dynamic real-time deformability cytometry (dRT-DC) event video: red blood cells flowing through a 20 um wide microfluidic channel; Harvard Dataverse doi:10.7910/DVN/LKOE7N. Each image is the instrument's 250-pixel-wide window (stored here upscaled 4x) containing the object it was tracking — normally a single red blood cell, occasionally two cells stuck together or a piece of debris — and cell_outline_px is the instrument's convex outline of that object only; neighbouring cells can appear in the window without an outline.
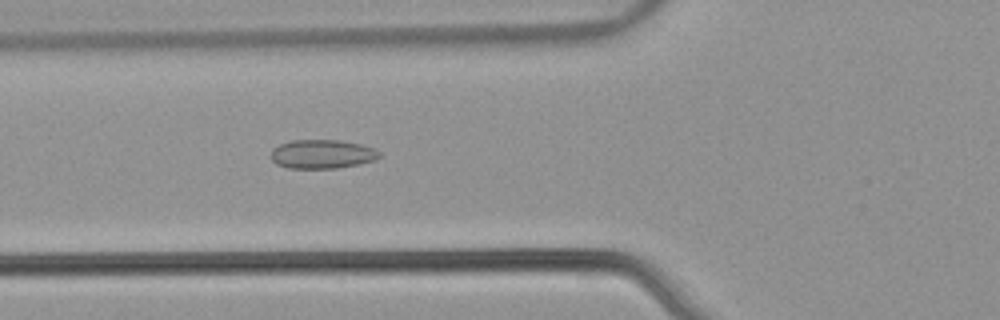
{"species": "common noctule bat (a hibernating species)", "species_latin": "Nyctalus noctula", "temperature_condition": "warm", "stored_images_in_passage": 53, "camera_frame_rate_fps": 3000, "um_per_image_px": 0.085, "animal": {"sex": "male", "body_mass_g": 21.5, "forearm_length_mm": 52.0}, "frame": {"image": 1, "passage_image": 20, "time_ms": 6.333, "image_size_px": [1000, 320], "cell_outline_px": [[380, 156], [376, 160], [336, 168], [288, 168], [276, 164], [272, 160], [272, 148], [280, 144], [292, 140], [340, 140], [360, 144], [372, 148], [380, 152]], "centroid_in_image_um": [27.36, 13.09], "position_along_channel_um": 98.4, "area_um2": 18.15}}
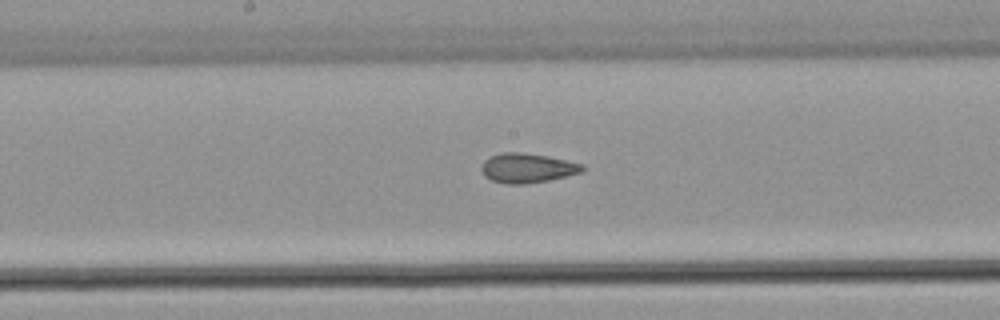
{"frame": {"image": 2, "passage_image": 28, "time_ms": 9.0, "image_size_px": [1000, 320], "cell_outline_px": [[584, 168], [580, 172], [548, 180], [524, 184], [504, 184], [492, 180], [484, 176], [480, 168], [484, 160], [492, 156], [504, 152], [520, 152], [548, 156], [584, 164]], "centroid_in_image_um": [44.78, 14.28], "position_along_channel_um": 203.4, "area_um2": 17.22}}
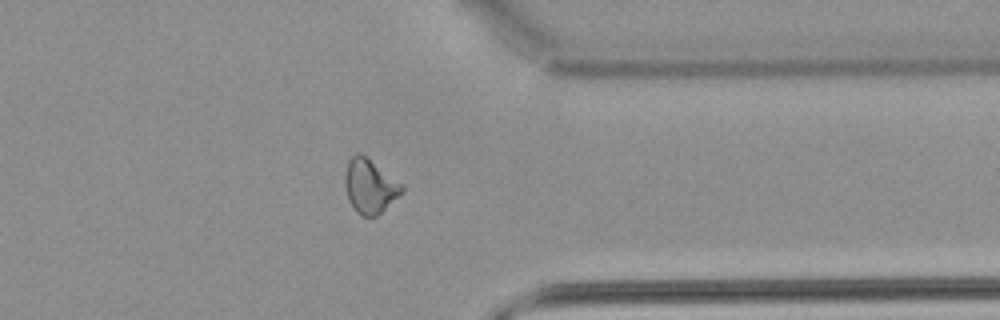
{"frame": {"image": 3, "passage_image": 42, "time_ms": 13.667, "image_size_px": [1000, 320], "cell_outline_px": [[404, 188], [376, 216], [360, 216], [356, 212], [348, 200], [344, 184], [344, 176], [348, 160], [356, 152], [360, 152], [404, 184]], "centroid_in_image_um": [31.39, 15.79], "position_along_channel_um": 380.0, "area_um2": 17.8}, "authors_computed_cell_mechanics": {"area_um2": 17.9758, "velocity_mm_per_s": 3.9223, "shape_relaxation_time_tau1_ms": null, "shape_relaxation_time_tau2_ms": 1.6321, "deformation_change_tau1": null, "deformation_change_tau2": 0.0853}}